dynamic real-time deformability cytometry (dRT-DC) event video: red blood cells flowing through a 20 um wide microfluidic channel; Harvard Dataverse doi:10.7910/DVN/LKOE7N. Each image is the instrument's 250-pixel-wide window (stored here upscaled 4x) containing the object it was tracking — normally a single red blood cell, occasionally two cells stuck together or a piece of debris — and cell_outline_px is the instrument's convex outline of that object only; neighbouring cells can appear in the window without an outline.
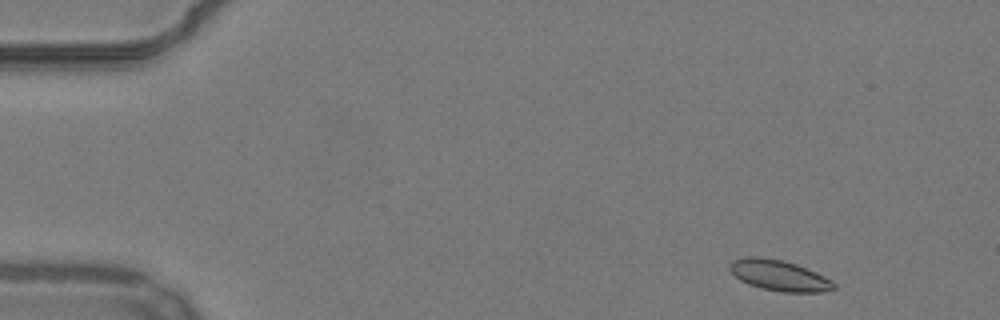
{"species": "common noctule bat (a hibernating species)", "species_latin": "Nyctalus noctula", "temperature_condition": "warm", "stored_images_in_passage": 50, "camera_frame_rate_fps": 3000, "um_per_image_px": 0.085, "animal": {"sex": "male", "body_mass_g": 19.2, "forearm_length_mm": 51.8}, "frame": {"image": 1, "passage_image": 2, "time_ms": 0.333, "image_size_px": [1000, 320], "cell_outline_px": [[836, 288], [820, 292], [780, 292], [760, 288], [748, 284], [740, 280], [728, 268], [728, 264], [732, 260], [748, 256], [760, 256], [780, 260], [796, 264], [816, 272], [832, 280], [836, 284]], "centroid_in_image_um": [66.21, 23.41], "position_along_channel_um": 18.8, "area_um2": 18.73}}
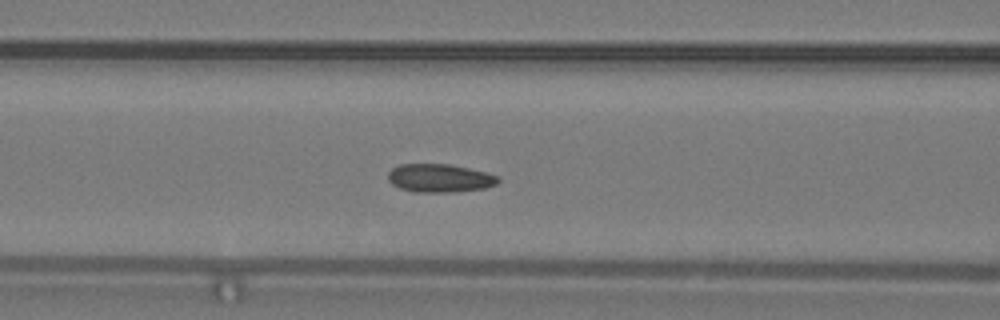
{"frame": {"image": 2, "passage_image": 19, "time_ms": 6.0, "image_size_px": [1000, 320], "cell_outline_px": [[500, 180], [496, 184], [484, 188], [456, 192], [416, 192], [400, 188], [392, 184], [388, 180], [388, 172], [392, 168], [400, 164], [448, 164], [468, 168], [500, 176]], "centroid_in_image_um": [37.37, 15.14], "position_along_channel_um": 129.2, "area_um2": 18.15}}
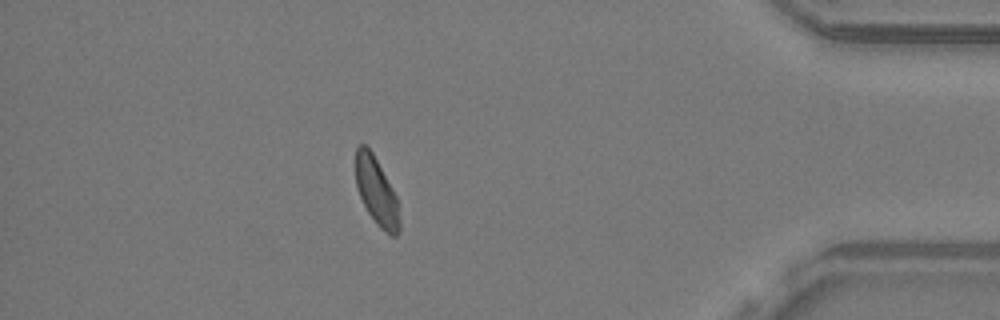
{"frame": {"image": 3, "passage_image": 44, "time_ms": 14.333, "image_size_px": [1000, 320], "cell_outline_px": [[400, 232], [396, 236], [392, 236], [384, 232], [376, 224], [368, 212], [360, 196], [356, 184], [356, 148], [360, 144], [364, 144], [372, 152], [392, 188], [396, 196], [400, 220]], "centroid_in_image_um": [32.02, 16.32], "position_along_channel_um": 403.2, "area_um2": 17.11}, "authors_computed_cell_mechanics": {"area_um2": 18.1203, "velocity_mm_per_s": 3.8145, "shape_relaxation_time_tau1_ms": 3.6187, "shape_relaxation_time_tau2_ms": 1.9906, "deformation_change_tau1": 0.0873, "deformation_change_tau2": 0.0727}}